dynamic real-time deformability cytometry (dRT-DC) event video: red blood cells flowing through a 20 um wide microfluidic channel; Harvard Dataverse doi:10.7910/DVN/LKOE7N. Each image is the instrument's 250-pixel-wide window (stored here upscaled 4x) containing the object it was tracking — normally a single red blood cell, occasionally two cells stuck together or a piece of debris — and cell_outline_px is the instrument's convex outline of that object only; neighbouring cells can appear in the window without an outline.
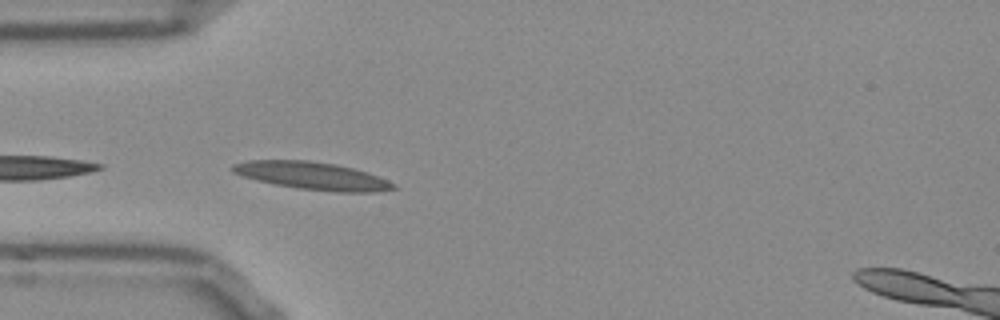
{"species": "Egyptian fruit bat (a non-hibernating species)", "species_latin": "Rousettus aegyptiacus", "temperature_condition": "room temperature", "stored_images_in_passage": 6, "camera_frame_rate_fps": 3000, "um_per_image_px": 0.085, "frame": {"image": 1, "passage_image": 1, "time_ms": 0.0, "image_size_px": [1000, 320], "cell_outline_px": [[396, 188], [376, 192], [336, 192], [300, 188], [276, 184], [256, 180], [232, 172], [228, 168], [232, 164], [248, 160], [308, 160], [336, 164], [368, 172], [388, 180], [396, 184]], "centroid_in_image_um": [26.54, 14.93], "position_along_channel_um": 58.5, "area_um2": 25.89}}